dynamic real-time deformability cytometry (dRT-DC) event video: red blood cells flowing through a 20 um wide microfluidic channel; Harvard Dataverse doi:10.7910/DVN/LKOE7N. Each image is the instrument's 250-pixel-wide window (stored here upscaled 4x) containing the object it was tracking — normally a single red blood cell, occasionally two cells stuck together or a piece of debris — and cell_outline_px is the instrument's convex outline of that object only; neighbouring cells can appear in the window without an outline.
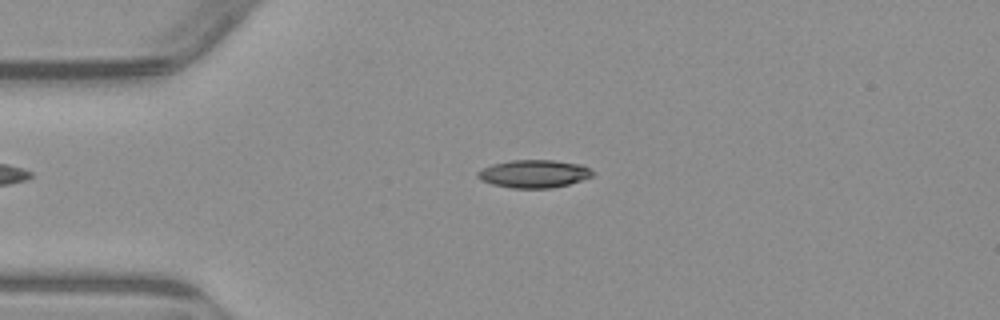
{"species": "common noctule bat (a hibernating species)", "species_latin": "Nyctalus noctula", "temperature_condition": "warm", "stored_images_in_passage": 3, "camera_frame_rate_fps": 3000, "um_per_image_px": 0.085, "animal": {"sex": "male", "body_mass_g": 23.1, "forearm_length_mm": 52.7}, "frame": {"image": 1, "passage_image": 2, "time_ms": 2.0, "image_size_px": [1000, 320], "cell_outline_px": [[596, 172], [592, 176], [568, 184], [552, 188], [512, 188], [492, 184], [480, 180], [476, 176], [476, 172], [492, 164], [508, 160], [556, 160], [584, 164]], "centroid_in_image_um": [45.4, 14.76], "position_along_channel_um": 39.6, "area_um2": 18.9}}